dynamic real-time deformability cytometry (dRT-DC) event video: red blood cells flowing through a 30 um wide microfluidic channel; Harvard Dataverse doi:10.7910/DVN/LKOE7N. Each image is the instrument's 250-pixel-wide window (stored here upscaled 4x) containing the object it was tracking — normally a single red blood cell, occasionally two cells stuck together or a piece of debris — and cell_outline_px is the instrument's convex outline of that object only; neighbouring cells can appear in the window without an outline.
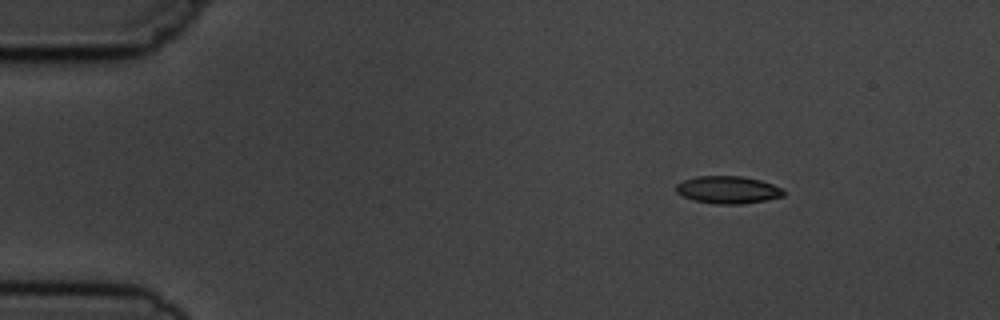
{"species": "common noctule bat (a hibernating species)", "species_latin": "Nyctalus noctula", "temperature_condition": "cold", "stored_images_in_passage": 3, "camera_frame_rate_fps": 3000, "um_per_image_px": 0.085, "animal": {"sex": "male", "body_mass_g": 19.5, "forearm_length_mm": 54.6}, "frame": {"image": 1, "passage_image": 1, "time_ms": 0.0, "image_size_px": [1000, 320], "cell_outline_px": [[784, 196], [744, 204], [716, 204], [692, 200], [676, 192], [676, 184], [684, 180], [696, 176], [744, 176], [760, 180], [772, 184], [780, 188], [784, 192]], "centroid_in_image_um": [61.85, 16.13], "position_along_channel_um": 23.2, "area_um2": 17.17}}